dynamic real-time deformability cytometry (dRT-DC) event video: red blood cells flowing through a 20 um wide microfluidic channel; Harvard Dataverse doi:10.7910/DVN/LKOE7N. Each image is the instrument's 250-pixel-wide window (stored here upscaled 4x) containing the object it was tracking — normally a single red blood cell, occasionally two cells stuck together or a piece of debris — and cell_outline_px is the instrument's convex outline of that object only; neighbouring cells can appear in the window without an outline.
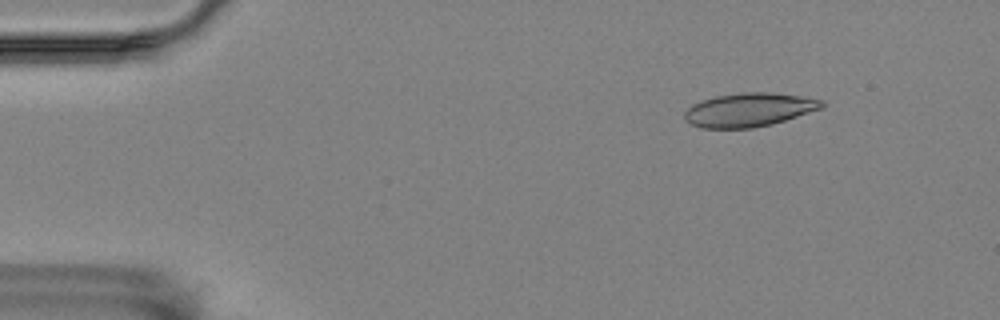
{"species": "Egyptian fruit bat (a non-hibernating species)", "species_latin": "Rousettus aegyptiacus", "temperature_condition": "room temperature", "stored_images_in_passage": 14, "camera_frame_rate_fps": 3000, "um_per_image_px": 0.085, "animal": {"sex": "female"}, "frame": {"image": 1, "passage_image": 7, "time_ms": 2.0, "image_size_px": [1000, 320], "cell_outline_px": [[824, 108], [772, 124], [752, 128], [704, 128], [692, 124], [684, 120], [684, 112], [692, 104], [716, 96], [744, 92], [772, 92], [800, 96], [824, 100]], "centroid_in_image_um": [63.69, 9.33], "position_along_channel_um": 21.3, "area_um2": 26.93}}